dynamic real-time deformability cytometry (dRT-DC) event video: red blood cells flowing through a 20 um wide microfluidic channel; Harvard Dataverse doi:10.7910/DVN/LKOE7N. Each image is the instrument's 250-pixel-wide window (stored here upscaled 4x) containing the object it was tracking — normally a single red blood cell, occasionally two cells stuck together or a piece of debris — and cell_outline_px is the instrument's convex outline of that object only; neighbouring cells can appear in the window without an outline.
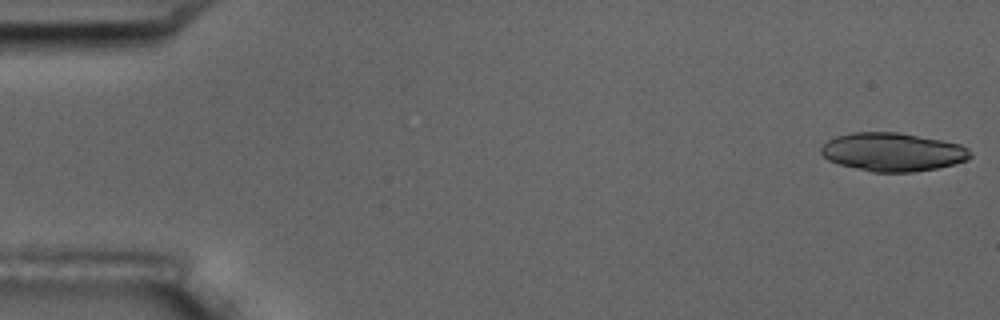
{"species": "common noctule bat (a hibernating species)", "species_latin": "Nyctalus noctula", "temperature_condition": "room temperature", "stored_images_in_passage": 15, "camera_frame_rate_fps": 3000, "um_per_image_px": 0.085, "animal": {"sex": "male", "body_mass_g": 17.5, "forearm_length_mm": 52.3}, "frame": {"image": 1, "passage_image": 1, "time_ms": 0.0, "image_size_px": [1000, 320], "cell_outline_px": [[972, 156], [968, 160], [936, 168], [912, 172], [872, 172], [840, 164], [828, 160], [820, 152], [820, 148], [828, 140], [836, 136], [852, 132], [900, 132], [960, 144], [968, 148], [972, 152]], "centroid_in_image_um": [75.88, 12.91], "position_along_channel_um": 9.1, "area_um2": 33.41}}